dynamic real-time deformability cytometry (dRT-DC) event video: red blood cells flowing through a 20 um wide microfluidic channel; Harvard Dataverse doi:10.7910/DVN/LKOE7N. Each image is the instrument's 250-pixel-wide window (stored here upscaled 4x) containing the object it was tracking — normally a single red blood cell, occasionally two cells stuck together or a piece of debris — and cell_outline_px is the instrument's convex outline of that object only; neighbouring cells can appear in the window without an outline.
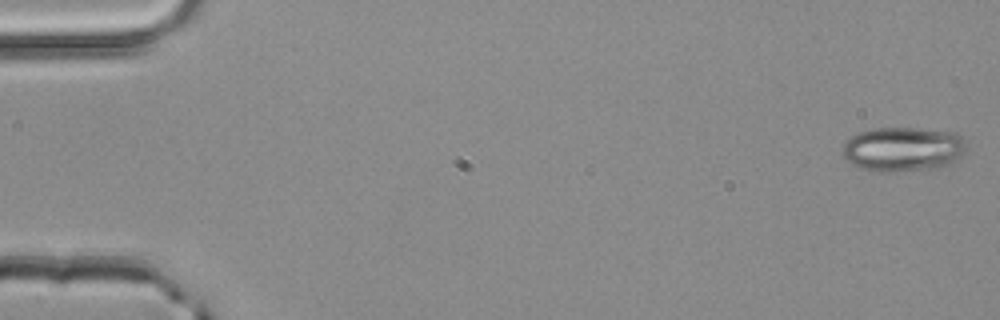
{"species": "common noctule bat (a hibernating species)", "species_latin": "Nyctalus noctula", "temperature_condition": "room temperature", "stored_images_in_passage": 4, "camera_frame_rate_fps": 3000, "um_per_image_px": 0.085, "animal": {"sex": "male", "body_mass_g": 20.4}, "frame": {"image": 1, "passage_image": 1, "time_ms": 0.0, "image_size_px": [1000, 320], "cell_outline_px": [[968, 148], [960, 156], [948, 164], [936, 168], [892, 172], [876, 172], [860, 168], [852, 164], [844, 156], [844, 140], [856, 132], [872, 128], [920, 128], [956, 132], [968, 144]], "centroid_in_image_um": [76.75, 12.66], "position_along_channel_um": 8.2, "area_um2": 32.48}}